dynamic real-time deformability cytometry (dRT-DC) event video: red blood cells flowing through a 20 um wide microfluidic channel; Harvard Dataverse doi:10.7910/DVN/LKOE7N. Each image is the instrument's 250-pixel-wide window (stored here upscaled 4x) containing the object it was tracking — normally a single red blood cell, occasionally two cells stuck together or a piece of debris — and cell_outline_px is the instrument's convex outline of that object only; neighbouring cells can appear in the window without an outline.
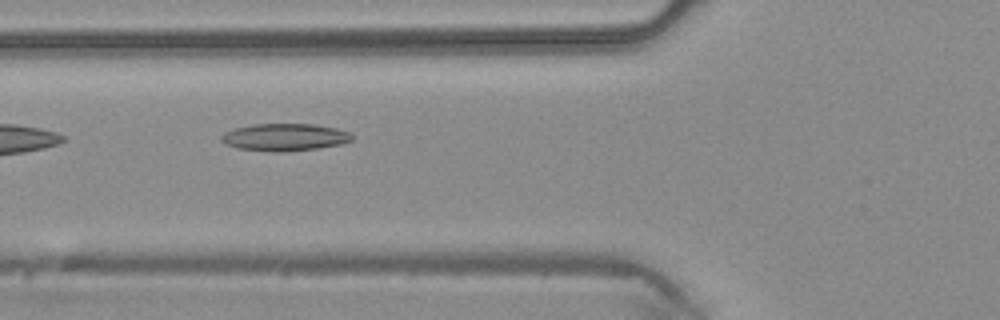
{"species": "common noctule bat (a hibernating species)", "species_latin": "Nyctalus noctula", "temperature_condition": "warm", "stored_images_in_passage": 5, "camera_frame_rate_fps": 3000, "um_per_image_px": 0.085, "animal": {"sex": "male", "body_mass_g": 20.4}, "frame": {"image": 1, "passage_image": 5, "time_ms": 1.333, "image_size_px": [1000, 320], "cell_outline_px": [[352, 140], [340, 144], [316, 148], [284, 152], [272, 152], [236, 148], [224, 144], [220, 140], [220, 136], [224, 132], [236, 128], [252, 124], [312, 124], [336, 128], [348, 132], [352, 136]], "centroid_in_image_um": [24.13, 11.66], "position_along_channel_um": 101.7, "area_um2": 20.81}}